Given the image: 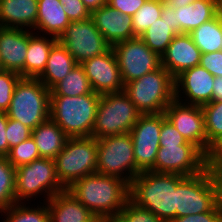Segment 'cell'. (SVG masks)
<instances>
[{"instance_id":"6da1fadb","label":"cell","mask_w":222,"mask_h":222,"mask_svg":"<svg viewBox=\"0 0 222 222\" xmlns=\"http://www.w3.org/2000/svg\"><path fill=\"white\" fill-rule=\"evenodd\" d=\"M66 190L104 222L115 217L129 199V184L125 180L99 173L75 181Z\"/></svg>"},{"instance_id":"7a4b0ae2","label":"cell","mask_w":222,"mask_h":222,"mask_svg":"<svg viewBox=\"0 0 222 222\" xmlns=\"http://www.w3.org/2000/svg\"><path fill=\"white\" fill-rule=\"evenodd\" d=\"M185 176L143 171L129 184V199L163 222L176 218V187Z\"/></svg>"},{"instance_id":"3957f363","label":"cell","mask_w":222,"mask_h":222,"mask_svg":"<svg viewBox=\"0 0 222 222\" xmlns=\"http://www.w3.org/2000/svg\"><path fill=\"white\" fill-rule=\"evenodd\" d=\"M222 200V172L206 167L176 187V217L211 211Z\"/></svg>"},{"instance_id":"277c9868","label":"cell","mask_w":222,"mask_h":222,"mask_svg":"<svg viewBox=\"0 0 222 222\" xmlns=\"http://www.w3.org/2000/svg\"><path fill=\"white\" fill-rule=\"evenodd\" d=\"M100 94L50 96V118L69 138L91 137Z\"/></svg>"},{"instance_id":"5b68a950","label":"cell","mask_w":222,"mask_h":222,"mask_svg":"<svg viewBox=\"0 0 222 222\" xmlns=\"http://www.w3.org/2000/svg\"><path fill=\"white\" fill-rule=\"evenodd\" d=\"M141 114H160L175 99V80L162 66L124 85Z\"/></svg>"},{"instance_id":"8992f818","label":"cell","mask_w":222,"mask_h":222,"mask_svg":"<svg viewBox=\"0 0 222 222\" xmlns=\"http://www.w3.org/2000/svg\"><path fill=\"white\" fill-rule=\"evenodd\" d=\"M6 114L31 130L35 129L50 118V90L38 78H21Z\"/></svg>"},{"instance_id":"52a82bcc","label":"cell","mask_w":222,"mask_h":222,"mask_svg":"<svg viewBox=\"0 0 222 222\" xmlns=\"http://www.w3.org/2000/svg\"><path fill=\"white\" fill-rule=\"evenodd\" d=\"M54 161L57 178L67 189L75 181L96 173L97 139L92 136L68 138Z\"/></svg>"},{"instance_id":"ba28073f","label":"cell","mask_w":222,"mask_h":222,"mask_svg":"<svg viewBox=\"0 0 222 222\" xmlns=\"http://www.w3.org/2000/svg\"><path fill=\"white\" fill-rule=\"evenodd\" d=\"M141 115L124 91L101 95L92 137L129 133Z\"/></svg>"},{"instance_id":"9c48e42d","label":"cell","mask_w":222,"mask_h":222,"mask_svg":"<svg viewBox=\"0 0 222 222\" xmlns=\"http://www.w3.org/2000/svg\"><path fill=\"white\" fill-rule=\"evenodd\" d=\"M65 190L57 178L54 159L41 157L16 168V202L29 201L43 193L47 195L45 202H48L52 196Z\"/></svg>"},{"instance_id":"30bf717a","label":"cell","mask_w":222,"mask_h":222,"mask_svg":"<svg viewBox=\"0 0 222 222\" xmlns=\"http://www.w3.org/2000/svg\"><path fill=\"white\" fill-rule=\"evenodd\" d=\"M96 173L119 177L128 184L141 173L136 167L130 133L97 139Z\"/></svg>"},{"instance_id":"8fae6325","label":"cell","mask_w":222,"mask_h":222,"mask_svg":"<svg viewBox=\"0 0 222 222\" xmlns=\"http://www.w3.org/2000/svg\"><path fill=\"white\" fill-rule=\"evenodd\" d=\"M57 41L74 57L77 64L99 56L111 48L91 18L71 22Z\"/></svg>"},{"instance_id":"7c38bea8","label":"cell","mask_w":222,"mask_h":222,"mask_svg":"<svg viewBox=\"0 0 222 222\" xmlns=\"http://www.w3.org/2000/svg\"><path fill=\"white\" fill-rule=\"evenodd\" d=\"M112 48L124 85L161 66V57L149 49L140 37L115 43Z\"/></svg>"},{"instance_id":"4fadbf2b","label":"cell","mask_w":222,"mask_h":222,"mask_svg":"<svg viewBox=\"0 0 222 222\" xmlns=\"http://www.w3.org/2000/svg\"><path fill=\"white\" fill-rule=\"evenodd\" d=\"M161 126L162 113L142 114L129 132L136 167L140 172L150 171L154 167L160 147Z\"/></svg>"},{"instance_id":"5bb4252c","label":"cell","mask_w":222,"mask_h":222,"mask_svg":"<svg viewBox=\"0 0 222 222\" xmlns=\"http://www.w3.org/2000/svg\"><path fill=\"white\" fill-rule=\"evenodd\" d=\"M206 167L205 155L194 144L187 142L178 146H160L150 171L192 176Z\"/></svg>"},{"instance_id":"9a60e30c","label":"cell","mask_w":222,"mask_h":222,"mask_svg":"<svg viewBox=\"0 0 222 222\" xmlns=\"http://www.w3.org/2000/svg\"><path fill=\"white\" fill-rule=\"evenodd\" d=\"M166 119L187 142L194 144L204 155L207 153V136L201 106L185 104L174 99L165 109Z\"/></svg>"},{"instance_id":"2e32d148","label":"cell","mask_w":222,"mask_h":222,"mask_svg":"<svg viewBox=\"0 0 222 222\" xmlns=\"http://www.w3.org/2000/svg\"><path fill=\"white\" fill-rule=\"evenodd\" d=\"M93 92L104 95L124 91L118 61L113 48L81 63Z\"/></svg>"},{"instance_id":"e0dca14e","label":"cell","mask_w":222,"mask_h":222,"mask_svg":"<svg viewBox=\"0 0 222 222\" xmlns=\"http://www.w3.org/2000/svg\"><path fill=\"white\" fill-rule=\"evenodd\" d=\"M214 79L215 77L200 65L183 71L174 79L175 99L185 104L198 106L210 103L212 101ZM180 91H183L182 93L186 97L181 96Z\"/></svg>"},{"instance_id":"ac0fdd59","label":"cell","mask_w":222,"mask_h":222,"mask_svg":"<svg viewBox=\"0 0 222 222\" xmlns=\"http://www.w3.org/2000/svg\"><path fill=\"white\" fill-rule=\"evenodd\" d=\"M29 29L0 27V68L24 78Z\"/></svg>"},{"instance_id":"d6986e66","label":"cell","mask_w":222,"mask_h":222,"mask_svg":"<svg viewBox=\"0 0 222 222\" xmlns=\"http://www.w3.org/2000/svg\"><path fill=\"white\" fill-rule=\"evenodd\" d=\"M201 54L189 34H178L161 56V66L175 79L183 71L198 66Z\"/></svg>"},{"instance_id":"ffe728a7","label":"cell","mask_w":222,"mask_h":222,"mask_svg":"<svg viewBox=\"0 0 222 222\" xmlns=\"http://www.w3.org/2000/svg\"><path fill=\"white\" fill-rule=\"evenodd\" d=\"M91 19L111 47L115 43L135 38L132 16L120 13L107 4L92 11Z\"/></svg>"},{"instance_id":"44dd1931","label":"cell","mask_w":222,"mask_h":222,"mask_svg":"<svg viewBox=\"0 0 222 222\" xmlns=\"http://www.w3.org/2000/svg\"><path fill=\"white\" fill-rule=\"evenodd\" d=\"M47 205L51 222H104L67 190L52 196Z\"/></svg>"},{"instance_id":"7402d4cb","label":"cell","mask_w":222,"mask_h":222,"mask_svg":"<svg viewBox=\"0 0 222 222\" xmlns=\"http://www.w3.org/2000/svg\"><path fill=\"white\" fill-rule=\"evenodd\" d=\"M37 15L38 0H0V27L34 30Z\"/></svg>"},{"instance_id":"603a6c76","label":"cell","mask_w":222,"mask_h":222,"mask_svg":"<svg viewBox=\"0 0 222 222\" xmlns=\"http://www.w3.org/2000/svg\"><path fill=\"white\" fill-rule=\"evenodd\" d=\"M176 34H189L218 14L214 0H194L182 7H175Z\"/></svg>"},{"instance_id":"cb8c5ba5","label":"cell","mask_w":222,"mask_h":222,"mask_svg":"<svg viewBox=\"0 0 222 222\" xmlns=\"http://www.w3.org/2000/svg\"><path fill=\"white\" fill-rule=\"evenodd\" d=\"M71 21L59 0H38V15L34 31L59 38Z\"/></svg>"},{"instance_id":"d4e9b609","label":"cell","mask_w":222,"mask_h":222,"mask_svg":"<svg viewBox=\"0 0 222 222\" xmlns=\"http://www.w3.org/2000/svg\"><path fill=\"white\" fill-rule=\"evenodd\" d=\"M77 65L74 57L58 41L51 48L47 65L38 79L51 90L57 83L63 80Z\"/></svg>"},{"instance_id":"484cf974","label":"cell","mask_w":222,"mask_h":222,"mask_svg":"<svg viewBox=\"0 0 222 222\" xmlns=\"http://www.w3.org/2000/svg\"><path fill=\"white\" fill-rule=\"evenodd\" d=\"M42 36L41 34L38 35L37 32L29 31L24 78H38L46 68L49 52L57 42V38Z\"/></svg>"},{"instance_id":"4316f807","label":"cell","mask_w":222,"mask_h":222,"mask_svg":"<svg viewBox=\"0 0 222 222\" xmlns=\"http://www.w3.org/2000/svg\"><path fill=\"white\" fill-rule=\"evenodd\" d=\"M31 137L37 146L40 157L51 159L58 155L69 138L51 118L33 129Z\"/></svg>"},{"instance_id":"83f0119b","label":"cell","mask_w":222,"mask_h":222,"mask_svg":"<svg viewBox=\"0 0 222 222\" xmlns=\"http://www.w3.org/2000/svg\"><path fill=\"white\" fill-rule=\"evenodd\" d=\"M189 35L201 53L221 51L222 21L219 15L192 30Z\"/></svg>"},{"instance_id":"f1b7e54d","label":"cell","mask_w":222,"mask_h":222,"mask_svg":"<svg viewBox=\"0 0 222 222\" xmlns=\"http://www.w3.org/2000/svg\"><path fill=\"white\" fill-rule=\"evenodd\" d=\"M93 90L81 64H77L71 72L51 90L50 96L76 97L90 94Z\"/></svg>"},{"instance_id":"f546056e","label":"cell","mask_w":222,"mask_h":222,"mask_svg":"<svg viewBox=\"0 0 222 222\" xmlns=\"http://www.w3.org/2000/svg\"><path fill=\"white\" fill-rule=\"evenodd\" d=\"M176 35L177 34L171 30V26L166 19L159 18L146 29L140 38L149 49L161 57Z\"/></svg>"},{"instance_id":"4dcf8cb0","label":"cell","mask_w":222,"mask_h":222,"mask_svg":"<svg viewBox=\"0 0 222 222\" xmlns=\"http://www.w3.org/2000/svg\"><path fill=\"white\" fill-rule=\"evenodd\" d=\"M23 203L16 202L9 208L0 211L6 216V220L4 219L3 222H51L47 202H43L45 206L39 207L38 205L36 208L26 207V204Z\"/></svg>"},{"instance_id":"1f68e13d","label":"cell","mask_w":222,"mask_h":222,"mask_svg":"<svg viewBox=\"0 0 222 222\" xmlns=\"http://www.w3.org/2000/svg\"><path fill=\"white\" fill-rule=\"evenodd\" d=\"M15 171L6 157H0V211L16 203Z\"/></svg>"},{"instance_id":"d6a6232c","label":"cell","mask_w":222,"mask_h":222,"mask_svg":"<svg viewBox=\"0 0 222 222\" xmlns=\"http://www.w3.org/2000/svg\"><path fill=\"white\" fill-rule=\"evenodd\" d=\"M162 1L147 0L132 16L134 37H140L156 20L161 18Z\"/></svg>"},{"instance_id":"836d02e7","label":"cell","mask_w":222,"mask_h":222,"mask_svg":"<svg viewBox=\"0 0 222 222\" xmlns=\"http://www.w3.org/2000/svg\"><path fill=\"white\" fill-rule=\"evenodd\" d=\"M201 107L204 114L208 152L210 145L222 135V101H211Z\"/></svg>"},{"instance_id":"e575fe53","label":"cell","mask_w":222,"mask_h":222,"mask_svg":"<svg viewBox=\"0 0 222 222\" xmlns=\"http://www.w3.org/2000/svg\"><path fill=\"white\" fill-rule=\"evenodd\" d=\"M13 167L18 168L31 163L33 160L41 158L37 146L32 137L10 148L6 156Z\"/></svg>"},{"instance_id":"d590c367","label":"cell","mask_w":222,"mask_h":222,"mask_svg":"<svg viewBox=\"0 0 222 222\" xmlns=\"http://www.w3.org/2000/svg\"><path fill=\"white\" fill-rule=\"evenodd\" d=\"M109 222H163L150 210L142 208L130 199L124 205V208Z\"/></svg>"},{"instance_id":"8d00e7d4","label":"cell","mask_w":222,"mask_h":222,"mask_svg":"<svg viewBox=\"0 0 222 222\" xmlns=\"http://www.w3.org/2000/svg\"><path fill=\"white\" fill-rule=\"evenodd\" d=\"M21 78L17 73L0 69V111L9 109L15 86Z\"/></svg>"},{"instance_id":"74e56055","label":"cell","mask_w":222,"mask_h":222,"mask_svg":"<svg viewBox=\"0 0 222 222\" xmlns=\"http://www.w3.org/2000/svg\"><path fill=\"white\" fill-rule=\"evenodd\" d=\"M32 135V130L26 127L18 120L8 118L6 126V139L9 148L19 145L21 142L29 139Z\"/></svg>"},{"instance_id":"f35d334b","label":"cell","mask_w":222,"mask_h":222,"mask_svg":"<svg viewBox=\"0 0 222 222\" xmlns=\"http://www.w3.org/2000/svg\"><path fill=\"white\" fill-rule=\"evenodd\" d=\"M187 141L177 131V129L166 119L165 113H162V126L160 131V146H178L184 145Z\"/></svg>"},{"instance_id":"ab89813d","label":"cell","mask_w":222,"mask_h":222,"mask_svg":"<svg viewBox=\"0 0 222 222\" xmlns=\"http://www.w3.org/2000/svg\"><path fill=\"white\" fill-rule=\"evenodd\" d=\"M63 10L71 22L84 21L91 18V12L82 0H59Z\"/></svg>"},{"instance_id":"60d3db41","label":"cell","mask_w":222,"mask_h":222,"mask_svg":"<svg viewBox=\"0 0 222 222\" xmlns=\"http://www.w3.org/2000/svg\"><path fill=\"white\" fill-rule=\"evenodd\" d=\"M171 222H222V200L211 211L176 217Z\"/></svg>"},{"instance_id":"b9f144b4","label":"cell","mask_w":222,"mask_h":222,"mask_svg":"<svg viewBox=\"0 0 222 222\" xmlns=\"http://www.w3.org/2000/svg\"><path fill=\"white\" fill-rule=\"evenodd\" d=\"M199 65L214 77H222V51L202 53Z\"/></svg>"},{"instance_id":"7bdbcfd3","label":"cell","mask_w":222,"mask_h":222,"mask_svg":"<svg viewBox=\"0 0 222 222\" xmlns=\"http://www.w3.org/2000/svg\"><path fill=\"white\" fill-rule=\"evenodd\" d=\"M205 162L207 167L222 172V135L210 145Z\"/></svg>"},{"instance_id":"ee69618b","label":"cell","mask_w":222,"mask_h":222,"mask_svg":"<svg viewBox=\"0 0 222 222\" xmlns=\"http://www.w3.org/2000/svg\"><path fill=\"white\" fill-rule=\"evenodd\" d=\"M147 0H107V5L120 13L133 16Z\"/></svg>"},{"instance_id":"f6af8a7d","label":"cell","mask_w":222,"mask_h":222,"mask_svg":"<svg viewBox=\"0 0 222 222\" xmlns=\"http://www.w3.org/2000/svg\"><path fill=\"white\" fill-rule=\"evenodd\" d=\"M8 117L6 112L0 111V157H6L10 151L6 139V126Z\"/></svg>"},{"instance_id":"bcb514c9","label":"cell","mask_w":222,"mask_h":222,"mask_svg":"<svg viewBox=\"0 0 222 222\" xmlns=\"http://www.w3.org/2000/svg\"><path fill=\"white\" fill-rule=\"evenodd\" d=\"M161 19H166L171 26V30L176 33V12L175 6L172 3L162 2Z\"/></svg>"},{"instance_id":"7dc6e473","label":"cell","mask_w":222,"mask_h":222,"mask_svg":"<svg viewBox=\"0 0 222 222\" xmlns=\"http://www.w3.org/2000/svg\"><path fill=\"white\" fill-rule=\"evenodd\" d=\"M212 101H222V77H215Z\"/></svg>"},{"instance_id":"c3c4849f","label":"cell","mask_w":222,"mask_h":222,"mask_svg":"<svg viewBox=\"0 0 222 222\" xmlns=\"http://www.w3.org/2000/svg\"><path fill=\"white\" fill-rule=\"evenodd\" d=\"M82 2L90 12L107 4V0H82Z\"/></svg>"},{"instance_id":"681fc988","label":"cell","mask_w":222,"mask_h":222,"mask_svg":"<svg viewBox=\"0 0 222 222\" xmlns=\"http://www.w3.org/2000/svg\"><path fill=\"white\" fill-rule=\"evenodd\" d=\"M193 1L194 0H170V3H172L175 7H182Z\"/></svg>"},{"instance_id":"f907efd6","label":"cell","mask_w":222,"mask_h":222,"mask_svg":"<svg viewBox=\"0 0 222 222\" xmlns=\"http://www.w3.org/2000/svg\"><path fill=\"white\" fill-rule=\"evenodd\" d=\"M218 15H219V17H220V19L222 21V6L218 7Z\"/></svg>"},{"instance_id":"816d5d0a","label":"cell","mask_w":222,"mask_h":222,"mask_svg":"<svg viewBox=\"0 0 222 222\" xmlns=\"http://www.w3.org/2000/svg\"><path fill=\"white\" fill-rule=\"evenodd\" d=\"M214 1H215V3H216L217 8H218L219 6H222V0H214Z\"/></svg>"},{"instance_id":"f5cc1de1","label":"cell","mask_w":222,"mask_h":222,"mask_svg":"<svg viewBox=\"0 0 222 222\" xmlns=\"http://www.w3.org/2000/svg\"><path fill=\"white\" fill-rule=\"evenodd\" d=\"M159 1H162V2H170V0H159Z\"/></svg>"}]
</instances>
